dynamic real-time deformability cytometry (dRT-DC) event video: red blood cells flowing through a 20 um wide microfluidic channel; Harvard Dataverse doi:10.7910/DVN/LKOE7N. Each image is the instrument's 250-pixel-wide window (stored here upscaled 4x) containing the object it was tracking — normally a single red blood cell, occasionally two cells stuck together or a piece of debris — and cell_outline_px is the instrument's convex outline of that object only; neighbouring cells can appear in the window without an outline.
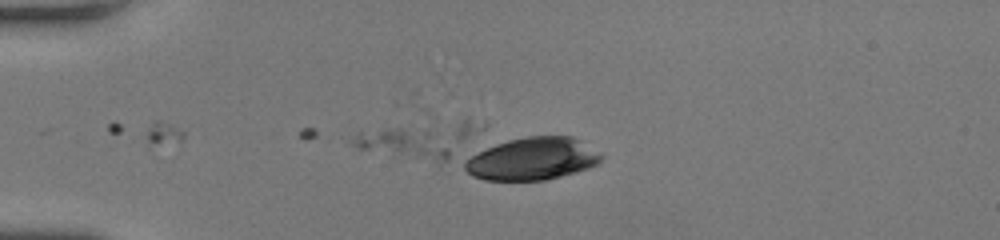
{"species": "human", "species_latin": "Homo sapiens", "temperature_condition": "room temperature", "stored_images_in_passage": 8, "camera_frame_rate_fps": 3000, "um_per_image_px": 0.085, "donor": {"sex": "female"}, "frame": {"image": 1, "passage_image": 1, "time_ms": 0.0, "image_size_px": [1000, 240], "cell_outline_px": [[604, 156], [596, 164], [588, 168], [560, 176], [544, 180], [484, 180], [472, 176], [464, 168], [464, 160], [496, 144], [508, 140], [528, 136], [572, 136], [580, 140], [600, 152]], "centroid_in_image_um": [45.27, 13.5], "position_along_channel_um": 39.7, "area_um2": 33.47}}
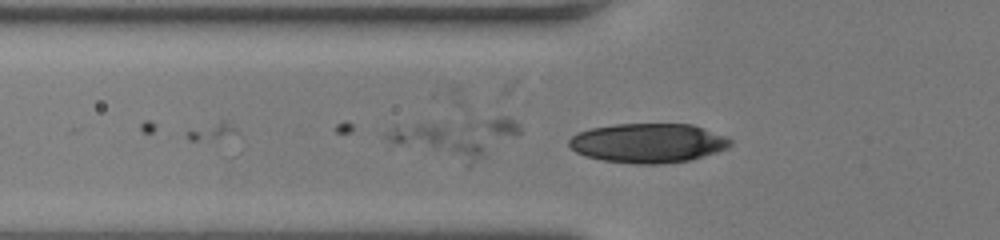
{"frame": {"image": 2, "passage_image": 5, "time_ms": 1.333, "image_size_px": [1000, 240], "cell_outline_px": [[732, 144], [728, 148], [692, 160], [660, 164], [632, 164], [604, 160], [584, 156], [576, 152], [568, 144], [568, 140], [576, 132], [592, 128], [616, 124], [692, 124], [724, 136], [732, 140]], "centroid_in_image_um": [55.07, 12.16], "position_along_channel_um": 70.7, "area_um2": 37.11}}
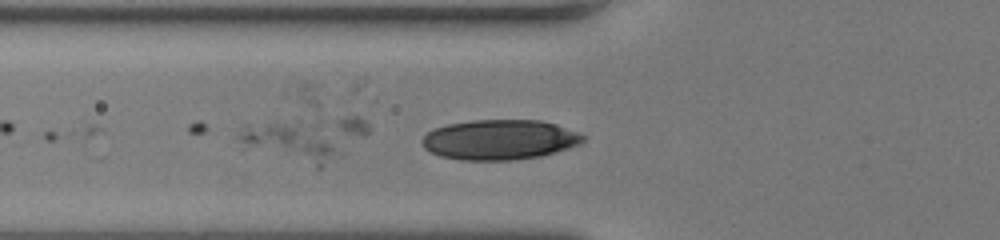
{"frame": {"image": 3, "passage_image": 6, "time_ms": 1.667, "image_size_px": [1000, 240], "cell_outline_px": [[348, 152], [344, 156], [320, 168], [316, 168], [240, 140], [236, 136], [236, 132], [244, 124], [316, 124], [324, 128]], "centroid_in_image_um": [25.06, 12.08], "position_along_channel_um": 100.7, "area_um2": 22.48}}